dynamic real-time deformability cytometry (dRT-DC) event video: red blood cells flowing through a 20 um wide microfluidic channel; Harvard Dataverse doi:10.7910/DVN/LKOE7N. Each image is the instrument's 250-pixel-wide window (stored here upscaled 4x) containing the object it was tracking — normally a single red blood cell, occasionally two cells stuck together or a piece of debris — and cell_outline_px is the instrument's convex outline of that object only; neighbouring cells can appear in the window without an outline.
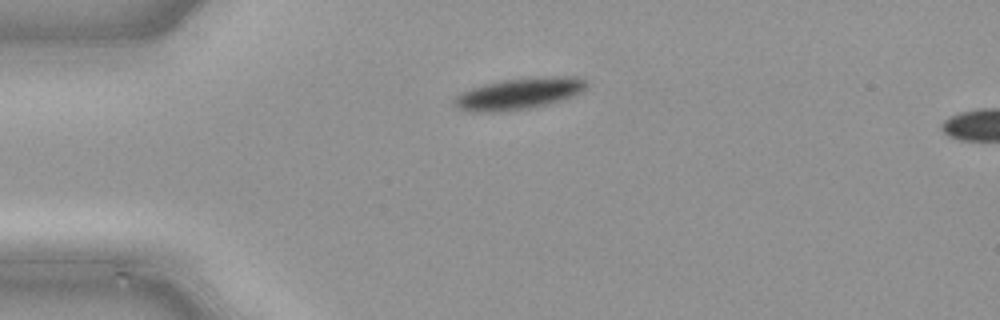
{"species": "common noctule bat (a hibernating species)", "species_latin": "Nyctalus noctula", "temperature_condition": "cold", "stored_images_in_passage": 37, "camera_frame_rate_fps": 3000, "um_per_image_px": 0.085, "animal": {"sex": "male", "body_mass_g": 21.5, "forearm_length_mm": 52.0}, "frame": {"image": 1, "passage_image": 1, "time_ms": 0.0, "image_size_px": [1000, 320], "cell_outline_px": [[588, 88], [584, 92], [548, 104], [528, 108], [500, 112], [472, 112], [456, 108], [452, 104], [452, 100], [460, 92], [484, 84], [500, 80], [536, 76], [576, 76], [588, 80]], "centroid_in_image_um": [44.13, 7.94], "position_along_channel_um": 40.9, "area_um2": 24.8}}
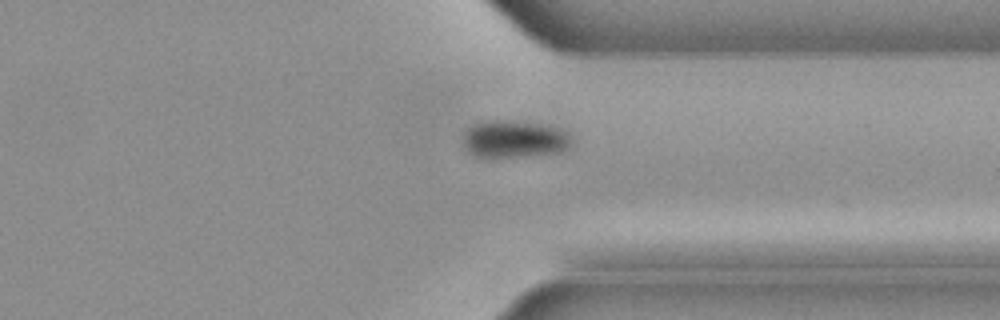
{"frame": {"image": 2, "passage_image": 26, "time_ms": 8.333, "image_size_px": [1000, 320], "cell_outline_px": [[572, 144], [556, 152], [492, 160], [488, 160], [472, 156], [464, 148], [464, 132], [472, 124], [480, 120], [512, 120], [544, 124], [560, 128], [568, 132], [572, 140]], "centroid_in_image_um": [43.63, 11.83], "position_along_channel_um": 367.8, "area_um2": 24.51}}
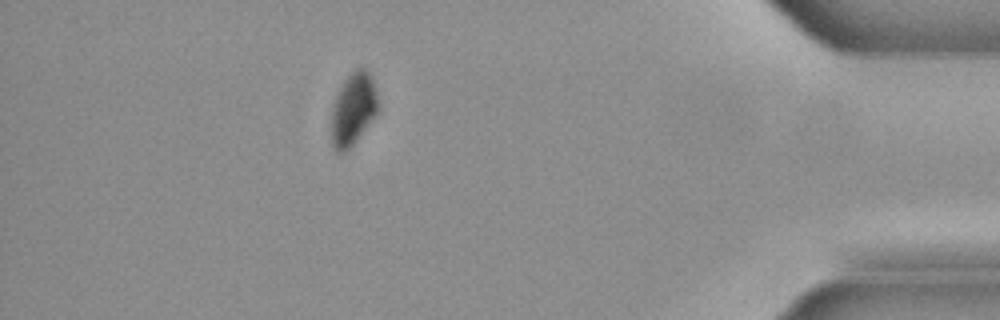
{"frame": {"image": 3, "passage_image": 32, "time_ms": 10.333, "image_size_px": [1000, 320], "cell_outline_px": [[380, 108], [376, 116], [356, 140], [344, 152], [340, 152], [332, 144], [332, 104], [344, 80], [356, 68], [364, 68], [372, 76], [380, 100]], "centroid_in_image_um": [30.08, 9.22], "position_along_channel_um": 405.1, "area_um2": 19.77}}